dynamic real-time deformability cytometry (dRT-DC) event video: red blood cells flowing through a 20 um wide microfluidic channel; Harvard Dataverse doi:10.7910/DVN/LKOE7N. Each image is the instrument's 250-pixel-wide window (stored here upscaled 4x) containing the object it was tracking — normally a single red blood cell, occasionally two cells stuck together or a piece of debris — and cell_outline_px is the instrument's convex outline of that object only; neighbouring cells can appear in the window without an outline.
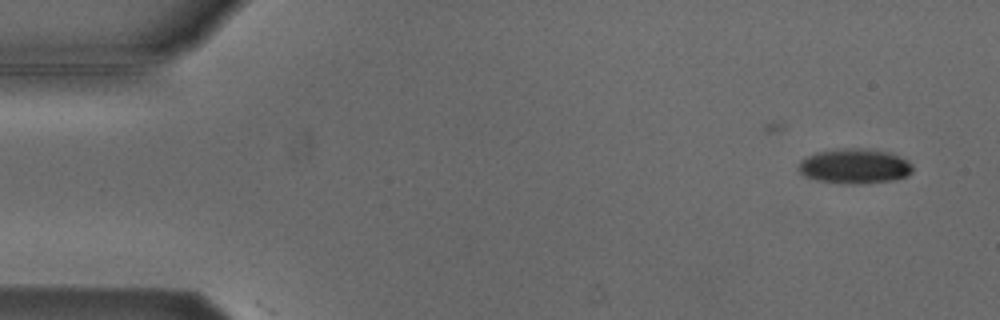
{"species": "Egyptian fruit bat (a non-hibernating species)", "species_latin": "Rousettus aegyptiacus", "temperature_condition": "cold", "stored_images_in_passage": 3, "camera_frame_rate_fps": 3000, "um_per_image_px": 0.085, "animal": {"sex": "male"}, "frame": {"image": 1, "passage_image": 2, "time_ms": 1.333, "image_size_px": [1000, 320], "cell_outline_px": [[912, 172], [908, 176], [892, 180], [860, 184], [848, 184], [816, 180], [804, 176], [796, 168], [800, 160], [816, 152], [856, 148], [860, 148], [888, 152], [908, 160], [912, 164]], "centroid_in_image_um": [72.63, 14.14], "position_along_channel_um": 12.4, "area_um2": 23.12}}